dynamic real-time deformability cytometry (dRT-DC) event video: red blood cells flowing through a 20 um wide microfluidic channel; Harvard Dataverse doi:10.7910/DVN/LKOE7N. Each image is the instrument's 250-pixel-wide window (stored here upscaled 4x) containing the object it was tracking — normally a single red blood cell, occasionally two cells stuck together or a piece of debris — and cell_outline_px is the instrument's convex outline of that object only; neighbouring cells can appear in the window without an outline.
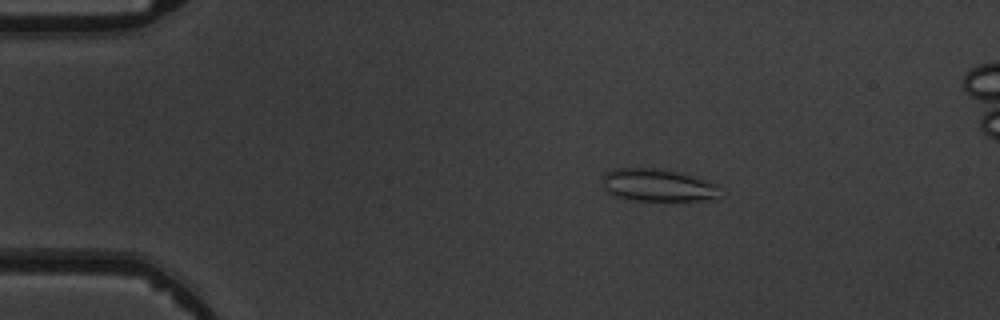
{"species": "common noctule bat (a hibernating species)", "species_latin": "Nyctalus noctula", "temperature_condition": "warm", "stored_images_in_passage": 6, "camera_frame_rate_fps": 3000, "um_per_image_px": 0.085, "animal": {"sex": "male", "body_mass_g": 19.5, "forearm_length_mm": 54.6}, "frame": {"image": 1, "passage_image": 3, "time_ms": 3.0, "image_size_px": [1000, 320], "cell_outline_px": [[728, 192], [724, 196], [716, 200], [632, 200], [616, 196], [608, 192], [604, 188], [604, 172], [616, 168], [656, 168], [676, 172], [720, 184]], "centroid_in_image_um": [56.07, 15.76], "position_along_channel_um": 28.9, "area_um2": 22.72}}
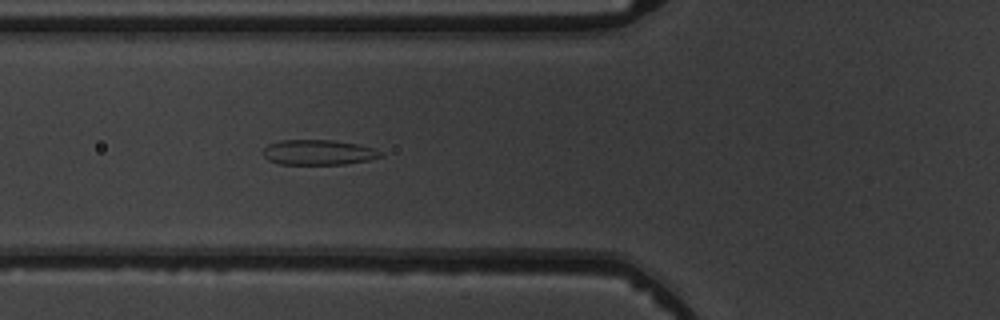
{"frame": {"image": 2, "passage_image": 6, "time_ms": 6.333, "image_size_px": [1000, 320], "cell_outline_px": [[384, 156], [368, 160], [344, 164], [280, 164], [268, 160], [264, 156], [264, 148], [268, 144], [280, 140], [332, 140], [360, 144], [372, 148], [380, 152]], "centroid_in_image_um": [27.06, 12.95], "position_along_channel_um": 98.7, "area_um2": 17.17}}